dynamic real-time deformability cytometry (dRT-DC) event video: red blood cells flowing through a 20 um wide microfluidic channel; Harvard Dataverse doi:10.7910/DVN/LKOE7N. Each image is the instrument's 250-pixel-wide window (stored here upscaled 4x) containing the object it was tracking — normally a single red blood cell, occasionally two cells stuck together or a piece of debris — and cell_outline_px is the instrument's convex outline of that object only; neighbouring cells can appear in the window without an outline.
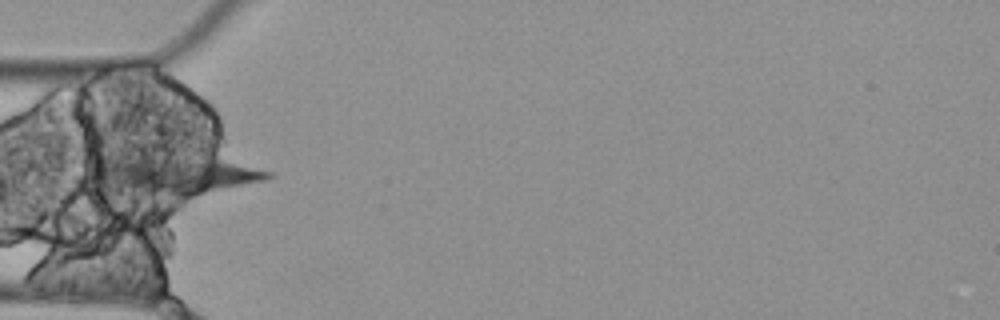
{"species": "Egyptian fruit bat (a non-hibernating species)", "species_latin": "Rousettus aegyptiacus", "temperature_condition": "cold", "stored_images_in_passage": 5, "segment_of_instrument_passage": [2, 2], "camera_frame_rate_fps": 3000, "um_per_image_px": 0.085, "animal": {"sex": "female"}, "frame": {"image": 1, "passage_image": 5, "time_ms": 1.333, "image_size_px": [1000, 320], "cell_outline_px": [[276, 176], [264, 180], [176, 200], [108, 188], [104, 184], [96, 168], [96, 164], [172, 148], [272, 172]], "centroid_in_image_um": [14.99, 14.82], "position_along_channel_um": 70.0, "area_um2": 40.81}}